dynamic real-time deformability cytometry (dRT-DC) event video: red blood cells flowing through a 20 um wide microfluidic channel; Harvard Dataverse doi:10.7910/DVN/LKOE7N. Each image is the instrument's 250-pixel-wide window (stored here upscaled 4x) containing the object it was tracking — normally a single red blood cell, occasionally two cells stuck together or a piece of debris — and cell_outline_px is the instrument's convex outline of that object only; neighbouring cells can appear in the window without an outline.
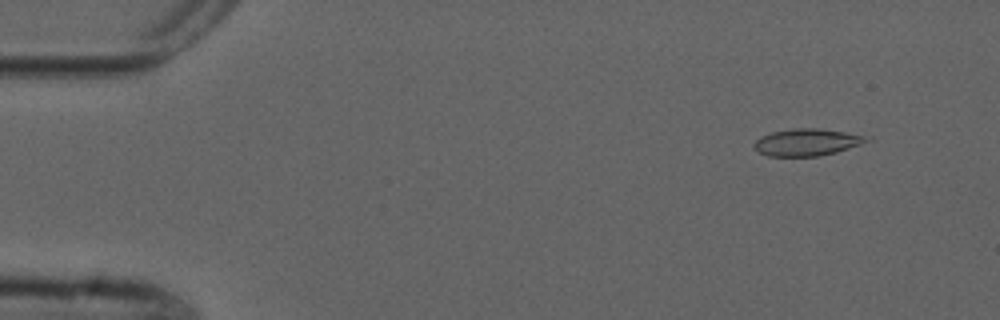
{"species": "common noctule bat (a hibernating species)", "species_latin": "Nyctalus noctula", "temperature_condition": "cold", "stored_images_in_passage": 20, "camera_frame_rate_fps": 3000, "um_per_image_px": 0.085, "animal": {"sex": "male", "forearm_length_mm": 52.5}, "frame": {"image": 1, "passage_image": 5, "time_ms": 1.333, "image_size_px": [1000, 320], "cell_outline_px": [[876, 140], [836, 152], [820, 156], [768, 156], [760, 152], [752, 144], [760, 136], [772, 132], [792, 128], [820, 128], [872, 136]], "centroid_in_image_um": [68.69, 12.08], "position_along_channel_um": 16.3, "area_um2": 18.09}}
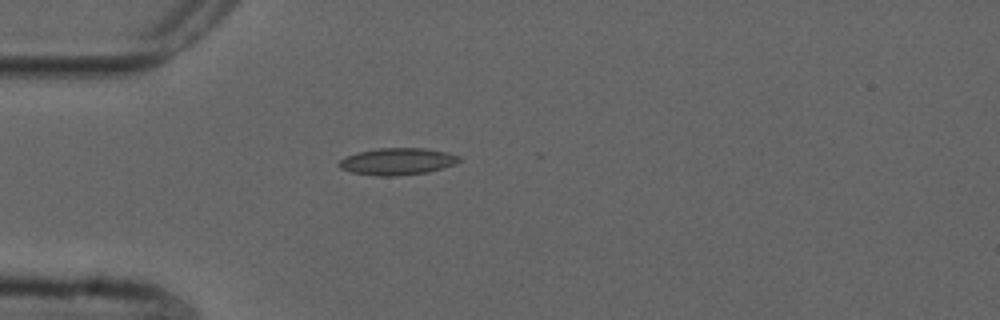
{"frame": {"image": 2, "passage_image": 15, "time_ms": 4.667, "image_size_px": [1000, 320], "cell_outline_px": [[460, 160], [456, 164], [428, 172], [396, 176], [376, 176], [352, 172], [340, 168], [336, 164], [344, 156], [376, 148], [424, 148], [448, 152], [460, 156]], "centroid_in_image_um": [33.77, 13.72], "position_along_channel_um": 51.2, "area_um2": 18.96}}
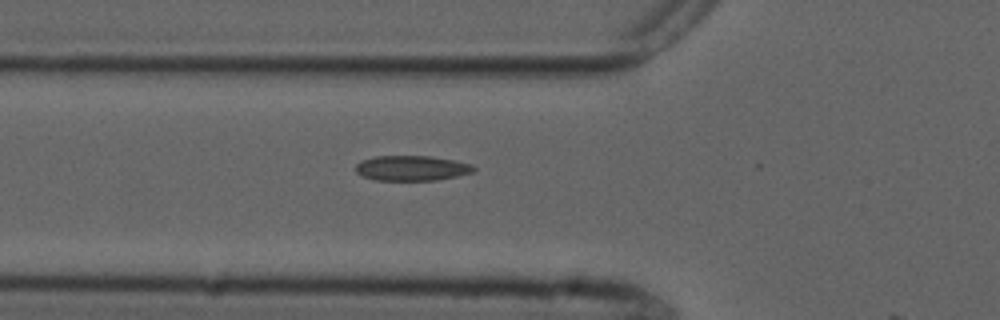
{"frame": {"image": 3, "passage_image": 19, "time_ms": 6.0, "image_size_px": [1000, 320], "cell_outline_px": [[476, 168], [472, 172], [456, 176], [436, 180], [376, 180], [360, 176], [356, 172], [356, 164], [360, 160], [376, 156], [432, 156], [472, 164]], "centroid_in_image_um": [34.95, 14.29], "position_along_channel_um": 90.8, "area_um2": 17.28}}